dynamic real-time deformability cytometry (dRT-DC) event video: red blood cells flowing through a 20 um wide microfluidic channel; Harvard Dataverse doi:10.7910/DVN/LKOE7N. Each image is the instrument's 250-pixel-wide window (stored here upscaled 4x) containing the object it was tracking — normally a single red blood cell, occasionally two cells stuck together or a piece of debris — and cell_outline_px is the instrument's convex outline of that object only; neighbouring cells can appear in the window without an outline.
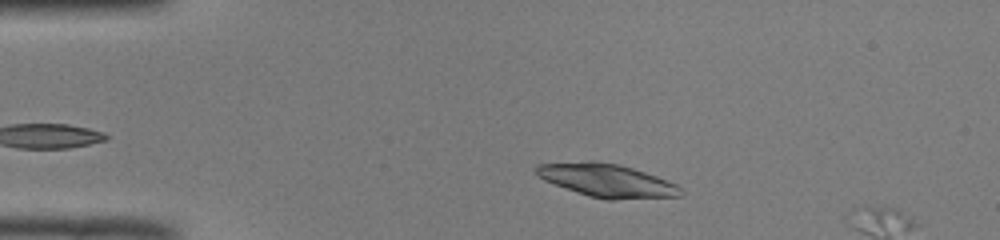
{"species": "common noctule bat (a hibernating species)", "species_latin": "Nyctalus noctula", "temperature_condition": "room temperature", "stored_images_in_passage": 7, "camera_frame_rate_fps": 3000, "um_per_image_px": 0.085, "animal": {"sex": "male", "body_mass_g": 19.0, "forearm_length_mm": 50.8}, "frame": {"image": 1, "passage_image": 5, "time_ms": 1.333, "image_size_px": [1000, 240], "cell_outline_px": [[684, 196], [616, 200], [608, 200], [588, 196], [544, 180], [536, 172], [536, 164], [588, 160], [592, 160], [620, 164], [656, 176], [676, 184], [684, 192]], "centroid_in_image_um": [51.61, 15.34], "position_along_channel_um": 33.4, "area_um2": 28.03}}